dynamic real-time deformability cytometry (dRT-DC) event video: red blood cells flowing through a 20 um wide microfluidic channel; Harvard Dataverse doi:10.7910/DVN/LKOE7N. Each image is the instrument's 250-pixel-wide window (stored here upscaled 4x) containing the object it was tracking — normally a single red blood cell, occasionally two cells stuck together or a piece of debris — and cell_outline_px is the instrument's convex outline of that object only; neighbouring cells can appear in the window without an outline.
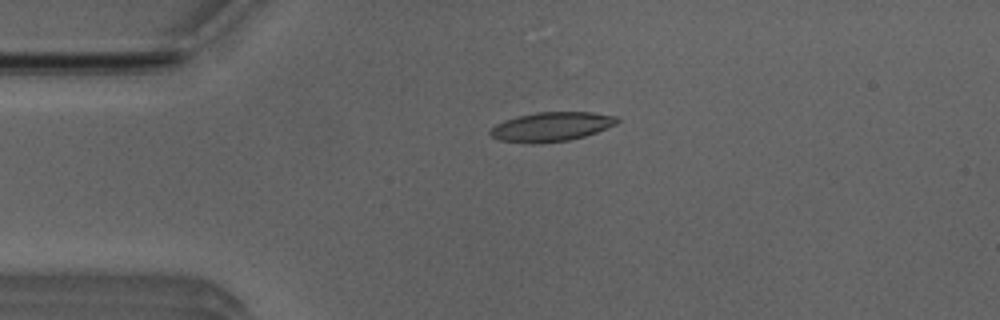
{"species": "Egyptian fruit bat (a non-hibernating species)", "species_latin": "Rousettus aegyptiacus", "temperature_condition": "room temperature", "stored_images_in_passage": 50, "camera_frame_rate_fps": 3000, "um_per_image_px": 0.085, "animal": {"sex": "male"}, "frame": {"image": 1, "passage_image": 11, "time_ms": 3.333, "image_size_px": [1000, 320], "cell_outline_px": [[620, 120], [616, 124], [596, 132], [584, 136], [568, 140], [500, 140], [492, 136], [488, 132], [496, 124], [504, 120], [516, 116], [536, 112], [592, 112], [616, 116]], "centroid_in_image_um": [46.92, 10.7], "position_along_channel_um": 38.1, "area_um2": 20.58}}
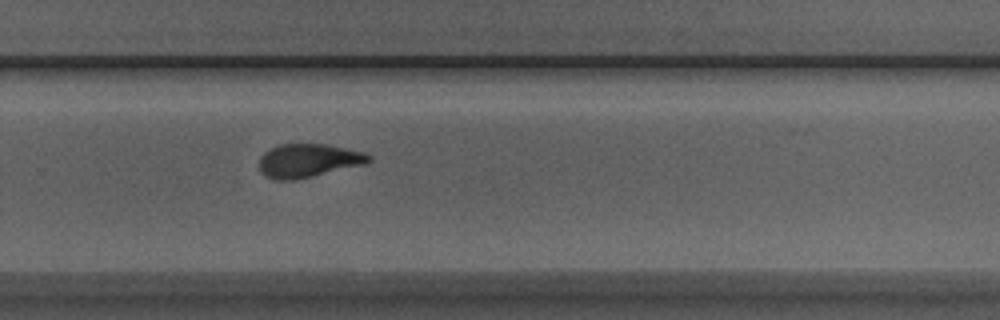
{"frame": {"image": 2, "passage_image": 33, "time_ms": 10.667, "image_size_px": [1000, 320], "cell_outline_px": [[372, 160], [364, 164], [312, 176], [292, 180], [276, 180], [264, 176], [260, 172], [260, 156], [264, 152], [280, 144], [324, 144], [364, 152], [372, 156]], "centroid_in_image_um": [26.18, 13.65], "position_along_channel_um": 303.6, "area_um2": 21.21}}
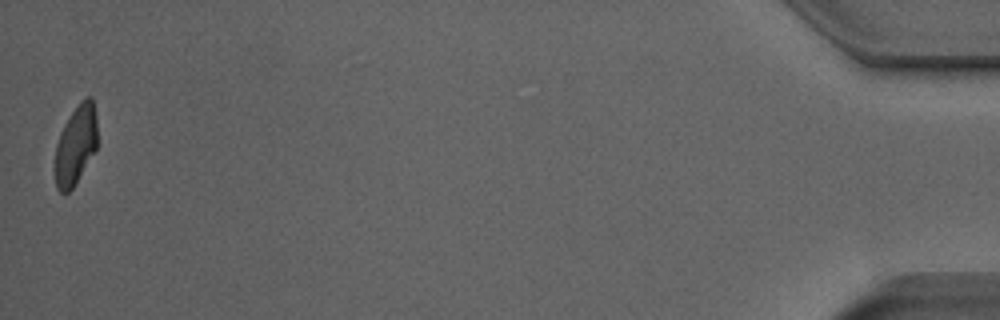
{"frame": {"image": 3, "passage_image": 50, "time_ms": 16.333, "image_size_px": [1000, 320], "cell_outline_px": [[96, 148], [72, 188], [68, 192], [60, 192], [56, 188], [56, 144], [60, 132], [64, 124], [80, 100], [88, 96], [92, 96], [96, 116]], "centroid_in_image_um": [6.43, 12.27], "position_along_channel_um": 428.8, "area_um2": 19.07}, "authors_computed_cell_mechanics": {"area_um2": 21.3282, "velocity_mm_per_s": 4.0063, "shape_relaxation_time_tau1_ms": 6.2612, "shape_relaxation_time_tau2_ms": 1.8083, "deformation_change_tau1": 0.2025, "deformation_change_tau2": 0.0826}}